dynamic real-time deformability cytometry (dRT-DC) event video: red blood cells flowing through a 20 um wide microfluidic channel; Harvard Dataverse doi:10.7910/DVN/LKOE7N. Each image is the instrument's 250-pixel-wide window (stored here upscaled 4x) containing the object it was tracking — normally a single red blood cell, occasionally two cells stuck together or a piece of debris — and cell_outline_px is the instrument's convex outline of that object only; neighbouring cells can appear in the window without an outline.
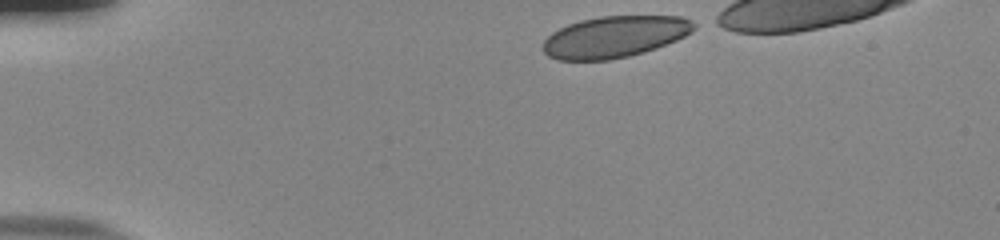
{"species": "human", "species_latin": "Homo sapiens", "temperature_condition": "room temperature", "stored_images_in_passage": 37, "camera_frame_rate_fps": 3000, "um_per_image_px": 0.085, "donor": {"sex": "male"}, "frame": {"image": 1, "passage_image": 1, "time_ms": 0.0, "image_size_px": [1000, 240], "cell_outline_px": [[700, 24], [692, 32], [676, 40], [656, 48], [644, 52], [628, 56], [608, 60], [556, 60], [548, 56], [544, 52], [544, 40], [552, 32], [568, 24], [580, 20], [600, 16], [680, 16], [692, 20]], "centroid_in_image_um": [52.28, 3.12], "position_along_channel_um": 32.7, "area_um2": 36.65}}
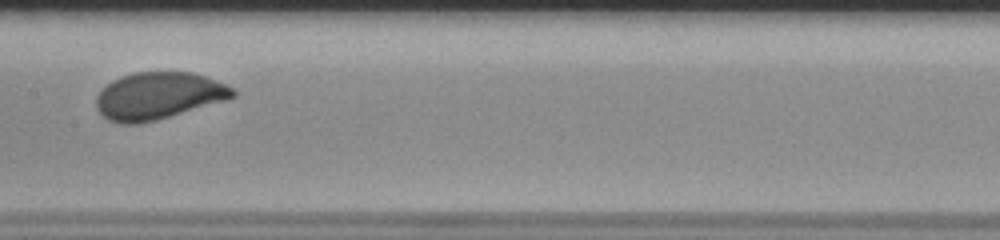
{"frame": {"image": 2, "passage_image": 19, "time_ms": 6.0, "image_size_px": [1000, 240], "cell_outline_px": [[236, 96], [228, 100], [156, 120], [136, 124], [120, 124], [108, 120], [96, 108], [96, 96], [112, 80], [120, 76], [132, 72], [192, 72], [204, 76], [224, 84], [232, 88], [236, 92]], "centroid_in_image_um": [13.46, 8.15], "position_along_channel_um": 193.9, "area_um2": 37.45}}
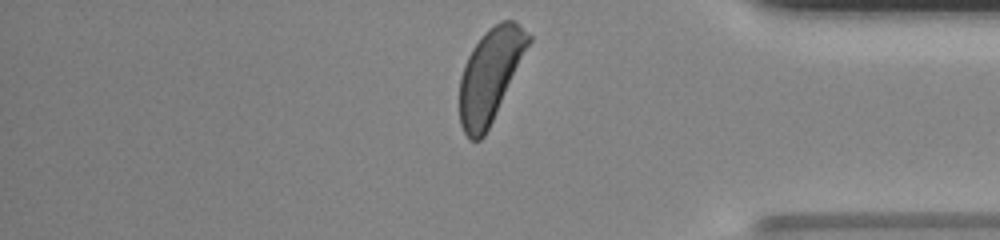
{"frame": {"image": 3, "passage_image": 36, "time_ms": 11.667, "image_size_px": [1000, 240], "cell_outline_px": [[532, 40], [484, 136], [480, 140], [468, 140], [460, 124], [460, 76], [464, 64], [472, 48], [484, 32], [488, 28], [500, 20], [516, 20], [532, 36]], "centroid_in_image_um": [41.66, 6.34], "position_along_channel_um": 393.5, "area_um2": 37.05}, "authors_computed_cell_mechanics": {"area_um2": 37.3388, "velocity_mm_per_s": 3.8206, "shape_relaxation_time_tau1_ms": 3.2825, "shape_relaxation_time_tau2_ms": null, "deformation_change_tau1": 0.1157, "deformation_change_tau2": null}}